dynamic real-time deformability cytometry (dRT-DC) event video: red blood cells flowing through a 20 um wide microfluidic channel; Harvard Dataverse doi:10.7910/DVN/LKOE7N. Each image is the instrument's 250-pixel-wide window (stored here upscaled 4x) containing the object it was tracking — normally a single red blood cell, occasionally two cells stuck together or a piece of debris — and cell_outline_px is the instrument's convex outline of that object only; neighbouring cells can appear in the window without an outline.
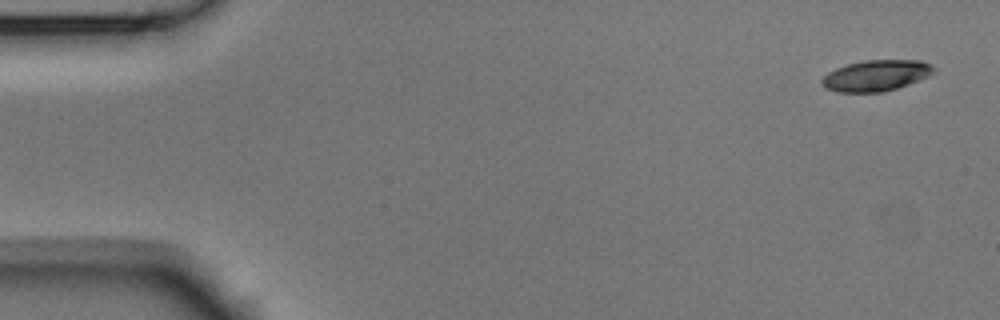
{"species": "Egyptian fruit bat (a non-hibernating species)", "species_latin": "Rousettus aegyptiacus", "temperature_condition": "room temperature", "stored_images_in_passage": 3, "camera_frame_rate_fps": 3000, "um_per_image_px": 0.085, "animal": {"sex": "male"}, "frame": {"image": 1, "passage_image": 1, "time_ms": 0.0, "image_size_px": [1000, 320], "cell_outline_px": [[936, 72], [928, 76], [908, 84], [884, 92], [836, 92], [824, 88], [820, 80], [828, 72], [836, 68], [848, 64], [864, 60], [920, 60], [932, 64], [936, 68]], "centroid_in_image_um": [74.47, 6.42], "position_along_channel_um": 10.5, "area_um2": 20.35}}